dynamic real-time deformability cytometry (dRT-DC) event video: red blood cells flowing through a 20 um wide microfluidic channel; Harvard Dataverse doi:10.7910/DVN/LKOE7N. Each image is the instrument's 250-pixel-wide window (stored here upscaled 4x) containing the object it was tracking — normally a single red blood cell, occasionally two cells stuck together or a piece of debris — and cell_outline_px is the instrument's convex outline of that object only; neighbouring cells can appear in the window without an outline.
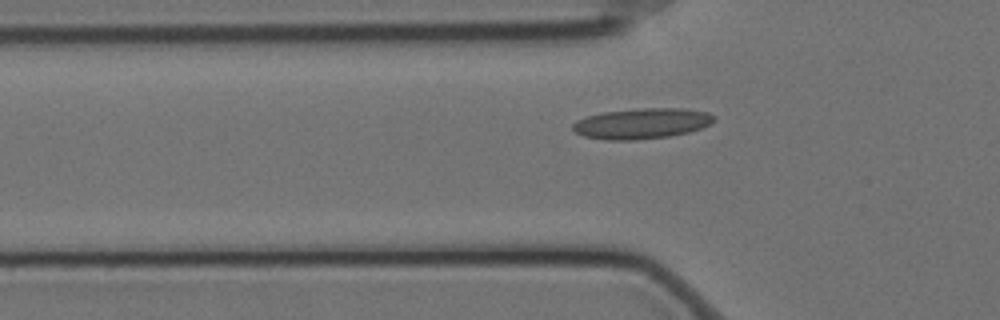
{"species": "Egyptian fruit bat (a non-hibernating species)", "species_latin": "Rousettus aegyptiacus", "temperature_condition": "cold", "stored_images_in_passage": 38, "camera_frame_rate_fps": 3000, "um_per_image_px": 0.085, "animal": {"sex": "female"}, "frame": {"image": 1, "passage_image": 3, "time_ms": 0.667, "image_size_px": [1000, 320], "cell_outline_px": [[716, 120], [712, 124], [688, 132], [668, 136], [636, 140], [608, 140], [584, 136], [576, 132], [572, 128], [572, 124], [576, 120], [588, 116], [604, 112], [644, 108], [680, 108], [708, 112], [716, 116]], "centroid_in_image_um": [54.58, 10.49], "position_along_channel_um": 71.2, "area_um2": 25.09}}
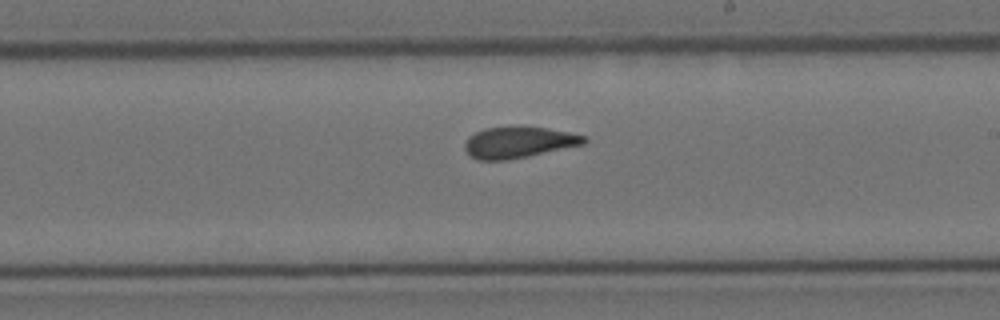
{"frame": {"image": 2, "passage_image": 18, "time_ms": 5.667, "image_size_px": [1000, 320], "cell_outline_px": [[588, 140], [584, 144], [528, 156], [508, 160], [476, 160], [464, 148], [464, 144], [468, 136], [484, 128], [544, 128], [568, 132], [588, 136]], "centroid_in_image_um": [44.09, 12.12], "position_along_channel_um": 244.9, "area_um2": 21.27}}
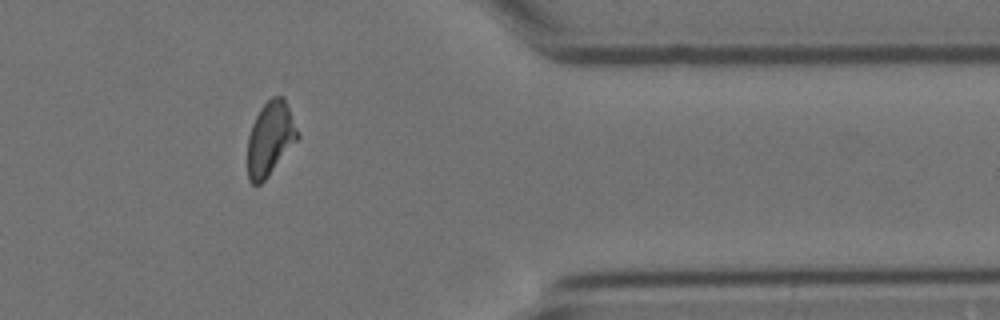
{"frame": {"image": 3, "passage_image": 32, "time_ms": 10.333, "image_size_px": [1000, 320], "cell_outline_px": [[300, 136], [264, 180], [260, 184], [252, 184], [248, 180], [248, 136], [252, 124], [260, 108], [272, 96], [284, 96], [300, 132]], "centroid_in_image_um": [22.98, 11.74], "position_along_channel_um": 388.4, "area_um2": 21.44}, "authors_computed_cell_mechanics": {"area_um2": 22.0796, "velocity_mm_per_s": 3.4625, "shape_relaxation_time_tau1_ms": 10.8183, "shape_relaxation_time_tau2_ms": 2.001, "deformation_change_tau1": 0.203, "deformation_change_tau2": 0.0649}}